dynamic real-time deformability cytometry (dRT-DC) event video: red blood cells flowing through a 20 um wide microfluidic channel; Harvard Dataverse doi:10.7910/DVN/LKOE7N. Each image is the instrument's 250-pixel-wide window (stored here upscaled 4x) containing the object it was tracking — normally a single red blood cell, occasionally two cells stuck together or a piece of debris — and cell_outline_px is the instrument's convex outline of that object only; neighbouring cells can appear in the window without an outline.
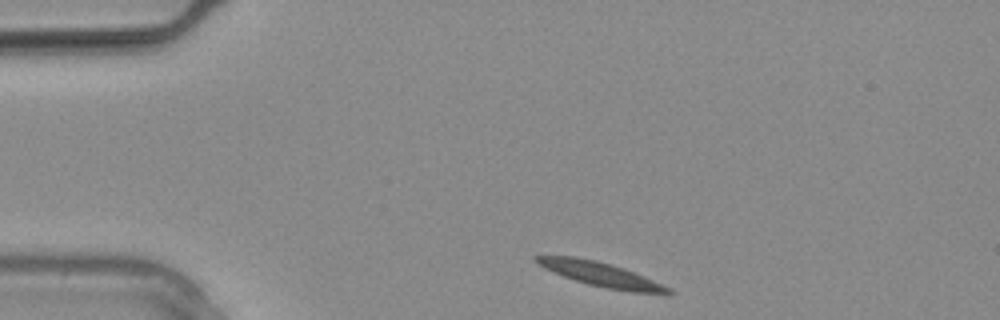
{"species": "common noctule bat (a hibernating species)", "species_latin": "Nyctalus noctula", "temperature_condition": "warm", "stored_images_in_passage": 11, "camera_frame_rate_fps": 3000, "um_per_image_px": 0.085, "animal": {"sex": "male", "body_mass_g": 20.4}, "frame": {"image": 1, "passage_image": 1, "time_ms": 0.0, "image_size_px": [1000, 320], "cell_outline_px": [[676, 292], [632, 292], [608, 288], [588, 284], [564, 276], [544, 268], [532, 260], [532, 256], [576, 256], [596, 260], [624, 268], [644, 276], [672, 288]], "centroid_in_image_um": [51.02, 23.29], "position_along_channel_um": 34.0, "area_um2": 18.38}}